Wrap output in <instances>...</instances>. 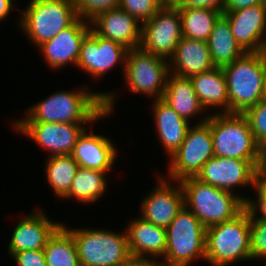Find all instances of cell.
<instances>
[{"instance_id": "cell-25", "label": "cell", "mask_w": 266, "mask_h": 266, "mask_svg": "<svg viewBox=\"0 0 266 266\" xmlns=\"http://www.w3.org/2000/svg\"><path fill=\"white\" fill-rule=\"evenodd\" d=\"M162 100L188 122L206 111L195 93L190 78L172 73L168 76Z\"/></svg>"}, {"instance_id": "cell-27", "label": "cell", "mask_w": 266, "mask_h": 266, "mask_svg": "<svg viewBox=\"0 0 266 266\" xmlns=\"http://www.w3.org/2000/svg\"><path fill=\"white\" fill-rule=\"evenodd\" d=\"M108 173L79 166L71 189L63 199L74 198L84 205L97 202L106 192Z\"/></svg>"}, {"instance_id": "cell-30", "label": "cell", "mask_w": 266, "mask_h": 266, "mask_svg": "<svg viewBox=\"0 0 266 266\" xmlns=\"http://www.w3.org/2000/svg\"><path fill=\"white\" fill-rule=\"evenodd\" d=\"M183 37L207 42L222 11L210 8H178Z\"/></svg>"}, {"instance_id": "cell-41", "label": "cell", "mask_w": 266, "mask_h": 266, "mask_svg": "<svg viewBox=\"0 0 266 266\" xmlns=\"http://www.w3.org/2000/svg\"><path fill=\"white\" fill-rule=\"evenodd\" d=\"M261 101L266 104V68H265L263 82H262V97H261Z\"/></svg>"}, {"instance_id": "cell-42", "label": "cell", "mask_w": 266, "mask_h": 266, "mask_svg": "<svg viewBox=\"0 0 266 266\" xmlns=\"http://www.w3.org/2000/svg\"><path fill=\"white\" fill-rule=\"evenodd\" d=\"M162 7H175L177 0H157Z\"/></svg>"}, {"instance_id": "cell-43", "label": "cell", "mask_w": 266, "mask_h": 266, "mask_svg": "<svg viewBox=\"0 0 266 266\" xmlns=\"http://www.w3.org/2000/svg\"><path fill=\"white\" fill-rule=\"evenodd\" d=\"M261 53L266 57V36H265V39L263 42V47H262Z\"/></svg>"}, {"instance_id": "cell-2", "label": "cell", "mask_w": 266, "mask_h": 266, "mask_svg": "<svg viewBox=\"0 0 266 266\" xmlns=\"http://www.w3.org/2000/svg\"><path fill=\"white\" fill-rule=\"evenodd\" d=\"M184 192V205L207 228L233 219L244 208L247 197L201 182L196 177L179 181Z\"/></svg>"}, {"instance_id": "cell-29", "label": "cell", "mask_w": 266, "mask_h": 266, "mask_svg": "<svg viewBox=\"0 0 266 266\" xmlns=\"http://www.w3.org/2000/svg\"><path fill=\"white\" fill-rule=\"evenodd\" d=\"M45 162L47 182L54 195L62 200L71 189L79 165L71 154L48 156Z\"/></svg>"}, {"instance_id": "cell-16", "label": "cell", "mask_w": 266, "mask_h": 266, "mask_svg": "<svg viewBox=\"0 0 266 266\" xmlns=\"http://www.w3.org/2000/svg\"><path fill=\"white\" fill-rule=\"evenodd\" d=\"M90 21L78 17L70 26L63 29L51 40L39 45V49L51 69H62L67 64L76 66L81 44L90 33Z\"/></svg>"}, {"instance_id": "cell-18", "label": "cell", "mask_w": 266, "mask_h": 266, "mask_svg": "<svg viewBox=\"0 0 266 266\" xmlns=\"http://www.w3.org/2000/svg\"><path fill=\"white\" fill-rule=\"evenodd\" d=\"M90 25L97 35L113 40L128 50L140 46L142 24L119 7L98 13L90 20Z\"/></svg>"}, {"instance_id": "cell-11", "label": "cell", "mask_w": 266, "mask_h": 266, "mask_svg": "<svg viewBox=\"0 0 266 266\" xmlns=\"http://www.w3.org/2000/svg\"><path fill=\"white\" fill-rule=\"evenodd\" d=\"M266 161H246L236 158L213 156L202 167L196 178L219 189L234 193L237 187H254L260 170Z\"/></svg>"}, {"instance_id": "cell-32", "label": "cell", "mask_w": 266, "mask_h": 266, "mask_svg": "<svg viewBox=\"0 0 266 266\" xmlns=\"http://www.w3.org/2000/svg\"><path fill=\"white\" fill-rule=\"evenodd\" d=\"M243 115L248 121L257 144L266 153V104L259 101L247 109Z\"/></svg>"}, {"instance_id": "cell-20", "label": "cell", "mask_w": 266, "mask_h": 266, "mask_svg": "<svg viewBox=\"0 0 266 266\" xmlns=\"http://www.w3.org/2000/svg\"><path fill=\"white\" fill-rule=\"evenodd\" d=\"M90 131L91 133L85 129L79 136L72 157L80 167L104 172L112 171L118 153L113 142L95 134L92 129Z\"/></svg>"}, {"instance_id": "cell-7", "label": "cell", "mask_w": 266, "mask_h": 266, "mask_svg": "<svg viewBox=\"0 0 266 266\" xmlns=\"http://www.w3.org/2000/svg\"><path fill=\"white\" fill-rule=\"evenodd\" d=\"M206 227L184 205L166 228V250L161 266H189L205 260ZM196 259V260H195Z\"/></svg>"}, {"instance_id": "cell-6", "label": "cell", "mask_w": 266, "mask_h": 266, "mask_svg": "<svg viewBox=\"0 0 266 266\" xmlns=\"http://www.w3.org/2000/svg\"><path fill=\"white\" fill-rule=\"evenodd\" d=\"M78 18L74 0H29L19 25L36 47L51 40Z\"/></svg>"}, {"instance_id": "cell-37", "label": "cell", "mask_w": 266, "mask_h": 266, "mask_svg": "<svg viewBox=\"0 0 266 266\" xmlns=\"http://www.w3.org/2000/svg\"><path fill=\"white\" fill-rule=\"evenodd\" d=\"M225 0H177L175 7L177 8H210L223 11Z\"/></svg>"}, {"instance_id": "cell-15", "label": "cell", "mask_w": 266, "mask_h": 266, "mask_svg": "<svg viewBox=\"0 0 266 266\" xmlns=\"http://www.w3.org/2000/svg\"><path fill=\"white\" fill-rule=\"evenodd\" d=\"M157 174L158 182L143 199L140 206L141 218L156 226L167 228L184 206V192L179 181ZM177 183V184H176Z\"/></svg>"}, {"instance_id": "cell-17", "label": "cell", "mask_w": 266, "mask_h": 266, "mask_svg": "<svg viewBox=\"0 0 266 266\" xmlns=\"http://www.w3.org/2000/svg\"><path fill=\"white\" fill-rule=\"evenodd\" d=\"M245 52H261L266 36V3L222 14Z\"/></svg>"}, {"instance_id": "cell-39", "label": "cell", "mask_w": 266, "mask_h": 266, "mask_svg": "<svg viewBox=\"0 0 266 266\" xmlns=\"http://www.w3.org/2000/svg\"><path fill=\"white\" fill-rule=\"evenodd\" d=\"M116 266H161L160 261L142 256L130 255L126 260Z\"/></svg>"}, {"instance_id": "cell-26", "label": "cell", "mask_w": 266, "mask_h": 266, "mask_svg": "<svg viewBox=\"0 0 266 266\" xmlns=\"http://www.w3.org/2000/svg\"><path fill=\"white\" fill-rule=\"evenodd\" d=\"M210 57L215 67L231 64L241 57L245 51L236 42L228 20L221 15L207 40Z\"/></svg>"}, {"instance_id": "cell-8", "label": "cell", "mask_w": 266, "mask_h": 266, "mask_svg": "<svg viewBox=\"0 0 266 266\" xmlns=\"http://www.w3.org/2000/svg\"><path fill=\"white\" fill-rule=\"evenodd\" d=\"M65 228L72 234L80 266H116L130 255L127 233L109 229Z\"/></svg>"}, {"instance_id": "cell-24", "label": "cell", "mask_w": 266, "mask_h": 266, "mask_svg": "<svg viewBox=\"0 0 266 266\" xmlns=\"http://www.w3.org/2000/svg\"><path fill=\"white\" fill-rule=\"evenodd\" d=\"M202 106L207 109L219 107L218 113H229L227 83L222 67L202 72L190 78ZM211 107V108H210Z\"/></svg>"}, {"instance_id": "cell-14", "label": "cell", "mask_w": 266, "mask_h": 266, "mask_svg": "<svg viewBox=\"0 0 266 266\" xmlns=\"http://www.w3.org/2000/svg\"><path fill=\"white\" fill-rule=\"evenodd\" d=\"M127 51L123 45L103 38L91 29L82 41L76 67L95 79L103 78L117 64L124 70Z\"/></svg>"}, {"instance_id": "cell-1", "label": "cell", "mask_w": 266, "mask_h": 266, "mask_svg": "<svg viewBox=\"0 0 266 266\" xmlns=\"http://www.w3.org/2000/svg\"><path fill=\"white\" fill-rule=\"evenodd\" d=\"M77 91L61 90L38 101L14 122L94 123L113 114L115 92H92L82 86Z\"/></svg>"}, {"instance_id": "cell-10", "label": "cell", "mask_w": 266, "mask_h": 266, "mask_svg": "<svg viewBox=\"0 0 266 266\" xmlns=\"http://www.w3.org/2000/svg\"><path fill=\"white\" fill-rule=\"evenodd\" d=\"M124 79L133 93L162 99L170 74L169 61L140 47L129 49L124 65Z\"/></svg>"}, {"instance_id": "cell-40", "label": "cell", "mask_w": 266, "mask_h": 266, "mask_svg": "<svg viewBox=\"0 0 266 266\" xmlns=\"http://www.w3.org/2000/svg\"><path fill=\"white\" fill-rule=\"evenodd\" d=\"M14 1L16 0H0V23L10 15L12 8L17 5Z\"/></svg>"}, {"instance_id": "cell-22", "label": "cell", "mask_w": 266, "mask_h": 266, "mask_svg": "<svg viewBox=\"0 0 266 266\" xmlns=\"http://www.w3.org/2000/svg\"><path fill=\"white\" fill-rule=\"evenodd\" d=\"M125 230L131 255L153 257L159 261L163 258L166 250V228L156 226L139 216L131 219Z\"/></svg>"}, {"instance_id": "cell-13", "label": "cell", "mask_w": 266, "mask_h": 266, "mask_svg": "<svg viewBox=\"0 0 266 266\" xmlns=\"http://www.w3.org/2000/svg\"><path fill=\"white\" fill-rule=\"evenodd\" d=\"M91 123L14 122L13 129L47 150L49 156L72 154L79 136ZM84 125L86 127H84Z\"/></svg>"}, {"instance_id": "cell-33", "label": "cell", "mask_w": 266, "mask_h": 266, "mask_svg": "<svg viewBox=\"0 0 266 266\" xmlns=\"http://www.w3.org/2000/svg\"><path fill=\"white\" fill-rule=\"evenodd\" d=\"M118 7L133 16L141 24L148 21L162 8L157 0H119Z\"/></svg>"}, {"instance_id": "cell-35", "label": "cell", "mask_w": 266, "mask_h": 266, "mask_svg": "<svg viewBox=\"0 0 266 266\" xmlns=\"http://www.w3.org/2000/svg\"><path fill=\"white\" fill-rule=\"evenodd\" d=\"M77 16L90 21L98 13L116 8L119 0H74Z\"/></svg>"}, {"instance_id": "cell-5", "label": "cell", "mask_w": 266, "mask_h": 266, "mask_svg": "<svg viewBox=\"0 0 266 266\" xmlns=\"http://www.w3.org/2000/svg\"><path fill=\"white\" fill-rule=\"evenodd\" d=\"M266 57L261 52H245L222 67L229 100V113L243 114L261 101Z\"/></svg>"}, {"instance_id": "cell-23", "label": "cell", "mask_w": 266, "mask_h": 266, "mask_svg": "<svg viewBox=\"0 0 266 266\" xmlns=\"http://www.w3.org/2000/svg\"><path fill=\"white\" fill-rule=\"evenodd\" d=\"M152 111L157 136L170 157L183 143L191 122L182 118L162 99H153Z\"/></svg>"}, {"instance_id": "cell-3", "label": "cell", "mask_w": 266, "mask_h": 266, "mask_svg": "<svg viewBox=\"0 0 266 266\" xmlns=\"http://www.w3.org/2000/svg\"><path fill=\"white\" fill-rule=\"evenodd\" d=\"M252 261L249 213L244 208L233 219L206 228L205 261L211 266Z\"/></svg>"}, {"instance_id": "cell-9", "label": "cell", "mask_w": 266, "mask_h": 266, "mask_svg": "<svg viewBox=\"0 0 266 266\" xmlns=\"http://www.w3.org/2000/svg\"><path fill=\"white\" fill-rule=\"evenodd\" d=\"M195 124L189 126L183 143L169 157L168 175L165 178L180 181L196 177L203 165L214 156L210 114Z\"/></svg>"}, {"instance_id": "cell-36", "label": "cell", "mask_w": 266, "mask_h": 266, "mask_svg": "<svg viewBox=\"0 0 266 266\" xmlns=\"http://www.w3.org/2000/svg\"><path fill=\"white\" fill-rule=\"evenodd\" d=\"M10 257H13L17 266H46L43 249L23 250L13 253Z\"/></svg>"}, {"instance_id": "cell-34", "label": "cell", "mask_w": 266, "mask_h": 266, "mask_svg": "<svg viewBox=\"0 0 266 266\" xmlns=\"http://www.w3.org/2000/svg\"><path fill=\"white\" fill-rule=\"evenodd\" d=\"M249 226L251 258L264 260L266 259V220L249 221Z\"/></svg>"}, {"instance_id": "cell-21", "label": "cell", "mask_w": 266, "mask_h": 266, "mask_svg": "<svg viewBox=\"0 0 266 266\" xmlns=\"http://www.w3.org/2000/svg\"><path fill=\"white\" fill-rule=\"evenodd\" d=\"M168 61L170 73L183 78H191L215 67L207 42L185 37L180 39L173 56Z\"/></svg>"}, {"instance_id": "cell-4", "label": "cell", "mask_w": 266, "mask_h": 266, "mask_svg": "<svg viewBox=\"0 0 266 266\" xmlns=\"http://www.w3.org/2000/svg\"><path fill=\"white\" fill-rule=\"evenodd\" d=\"M214 156L246 161H266V153L257 144L246 117L241 113L210 115Z\"/></svg>"}, {"instance_id": "cell-28", "label": "cell", "mask_w": 266, "mask_h": 266, "mask_svg": "<svg viewBox=\"0 0 266 266\" xmlns=\"http://www.w3.org/2000/svg\"><path fill=\"white\" fill-rule=\"evenodd\" d=\"M46 266H80L72 234L61 224L43 248Z\"/></svg>"}, {"instance_id": "cell-31", "label": "cell", "mask_w": 266, "mask_h": 266, "mask_svg": "<svg viewBox=\"0 0 266 266\" xmlns=\"http://www.w3.org/2000/svg\"><path fill=\"white\" fill-rule=\"evenodd\" d=\"M255 200L247 198L245 209L249 213V221L266 220V168L260 170L255 179ZM258 215V216H257Z\"/></svg>"}, {"instance_id": "cell-38", "label": "cell", "mask_w": 266, "mask_h": 266, "mask_svg": "<svg viewBox=\"0 0 266 266\" xmlns=\"http://www.w3.org/2000/svg\"><path fill=\"white\" fill-rule=\"evenodd\" d=\"M265 3L266 0H225L222 13Z\"/></svg>"}, {"instance_id": "cell-19", "label": "cell", "mask_w": 266, "mask_h": 266, "mask_svg": "<svg viewBox=\"0 0 266 266\" xmlns=\"http://www.w3.org/2000/svg\"><path fill=\"white\" fill-rule=\"evenodd\" d=\"M19 220L9 240L10 255L23 250L43 249L48 238L62 224L49 219L40 209L30 212Z\"/></svg>"}, {"instance_id": "cell-12", "label": "cell", "mask_w": 266, "mask_h": 266, "mask_svg": "<svg viewBox=\"0 0 266 266\" xmlns=\"http://www.w3.org/2000/svg\"><path fill=\"white\" fill-rule=\"evenodd\" d=\"M183 37L181 16L177 7H162L142 23L140 48L169 60Z\"/></svg>"}]
</instances>
